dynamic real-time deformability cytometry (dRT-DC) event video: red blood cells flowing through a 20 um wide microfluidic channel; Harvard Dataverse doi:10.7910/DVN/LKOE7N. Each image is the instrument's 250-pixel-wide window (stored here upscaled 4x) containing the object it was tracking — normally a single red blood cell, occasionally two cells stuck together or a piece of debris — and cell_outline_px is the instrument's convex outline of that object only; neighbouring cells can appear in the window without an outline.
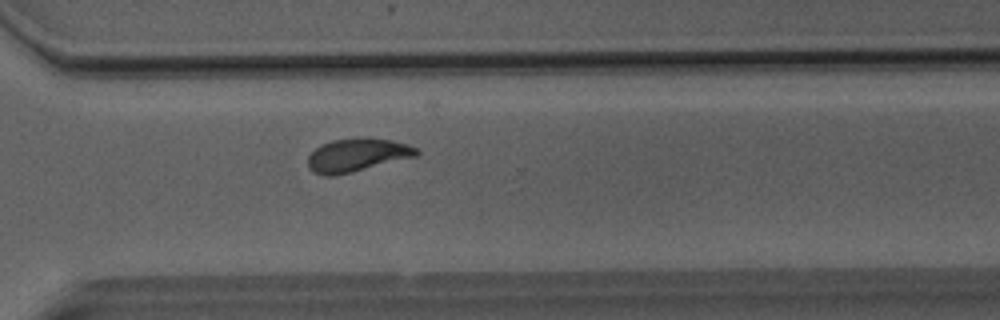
{"species": "Egyptian fruit bat (a non-hibernating species)", "species_latin": "Rousettus aegyptiacus", "temperature_condition": "room temperature", "stored_images_in_passage": 46, "camera_frame_rate_fps": 3000, "um_per_image_px": 0.085, "animal": {"sex": "male"}, "frame": {"image": 1, "passage_image": 32, "time_ms": 10.333, "image_size_px": [1000, 320], "cell_outline_px": [[420, 152], [416, 156], [336, 176], [324, 176], [308, 168], [308, 156], [316, 148], [332, 140], [360, 136], [368, 136], [392, 140], [408, 144], [416, 148]], "centroid_in_image_um": [30.36, 13.16], "position_along_channel_um": 340.2, "area_um2": 21.21}}
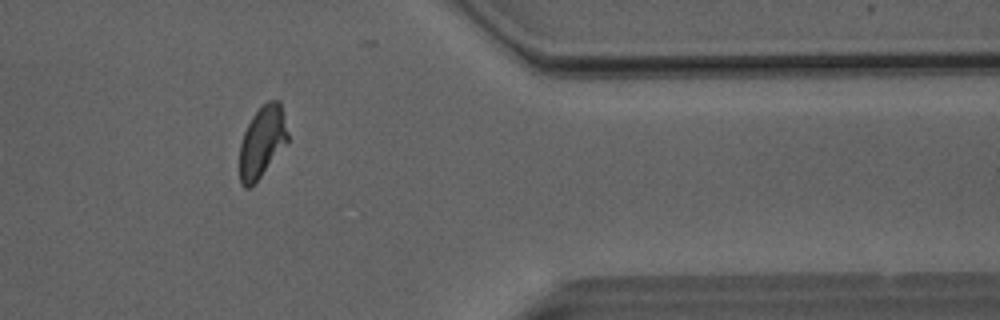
{"frame": {"image": 2, "passage_image": 37, "time_ms": 12.0, "image_size_px": [1000, 320], "cell_outline_px": [[288, 140], [260, 176], [248, 188], [244, 188], [240, 184], [240, 144], [244, 132], [252, 116], [268, 100], [280, 100], [288, 132]], "centroid_in_image_um": [22.27, 12.02], "position_along_channel_um": 389.1, "area_um2": 19.54}}
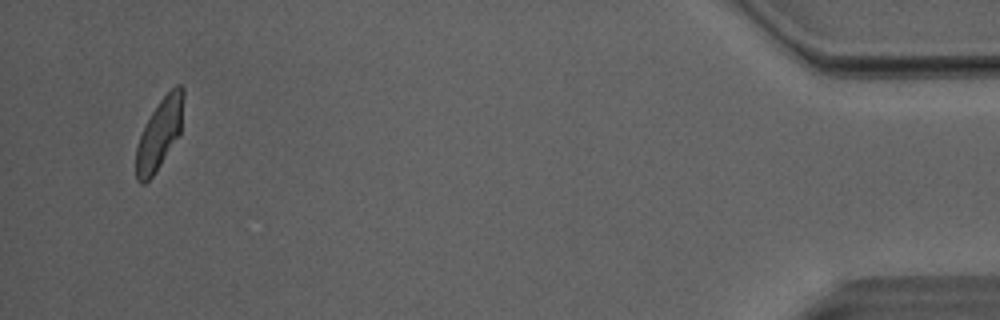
{"frame": {"image": 3, "passage_image": 44, "time_ms": 14.333, "image_size_px": [1000, 320], "cell_outline_px": [[184, 96], [180, 136], [152, 176], [144, 184], [140, 184], [136, 180], [136, 148], [144, 124], [160, 100], [176, 84], [180, 84], [184, 88]], "centroid_in_image_um": [13.56, 11.37], "position_along_channel_um": 421.6, "area_um2": 19.54}, "authors_computed_cell_mechanics": {"area_um2": 20.6924, "velocity_mm_per_s": 4.026, "shape_relaxation_time_tau1_ms": 3.8415, "shape_relaxation_time_tau2_ms": 1.2784, "deformation_change_tau1": 0.1644, "deformation_change_tau2": 0.0781}}